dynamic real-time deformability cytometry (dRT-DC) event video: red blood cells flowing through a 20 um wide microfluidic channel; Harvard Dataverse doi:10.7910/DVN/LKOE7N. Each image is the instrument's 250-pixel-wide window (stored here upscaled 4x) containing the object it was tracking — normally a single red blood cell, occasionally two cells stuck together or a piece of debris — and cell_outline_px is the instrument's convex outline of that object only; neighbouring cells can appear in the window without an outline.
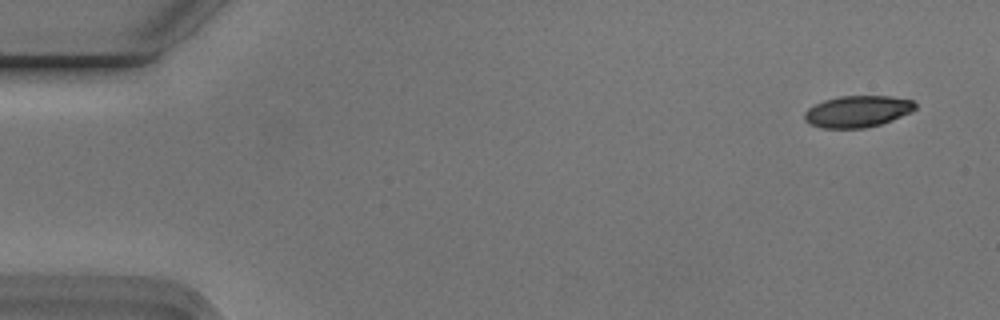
{"species": "Egyptian fruit bat (a non-hibernating species)", "species_latin": "Rousettus aegyptiacus", "temperature_condition": "cold", "stored_images_in_passage": 5, "camera_frame_rate_fps": 3000, "um_per_image_px": 0.085, "animal": {"sex": "male"}, "frame": {"image": 1, "passage_image": 1, "time_ms": 0.0, "image_size_px": [1000, 320], "cell_outline_px": [[916, 108], [912, 112], [892, 120], [880, 124], [864, 128], [820, 128], [808, 124], [804, 120], [804, 112], [808, 108], [824, 100], [840, 96], [892, 96], [912, 100], [916, 104]], "centroid_in_image_um": [72.88, 9.47], "position_along_channel_um": 12.1, "area_um2": 20.52}}